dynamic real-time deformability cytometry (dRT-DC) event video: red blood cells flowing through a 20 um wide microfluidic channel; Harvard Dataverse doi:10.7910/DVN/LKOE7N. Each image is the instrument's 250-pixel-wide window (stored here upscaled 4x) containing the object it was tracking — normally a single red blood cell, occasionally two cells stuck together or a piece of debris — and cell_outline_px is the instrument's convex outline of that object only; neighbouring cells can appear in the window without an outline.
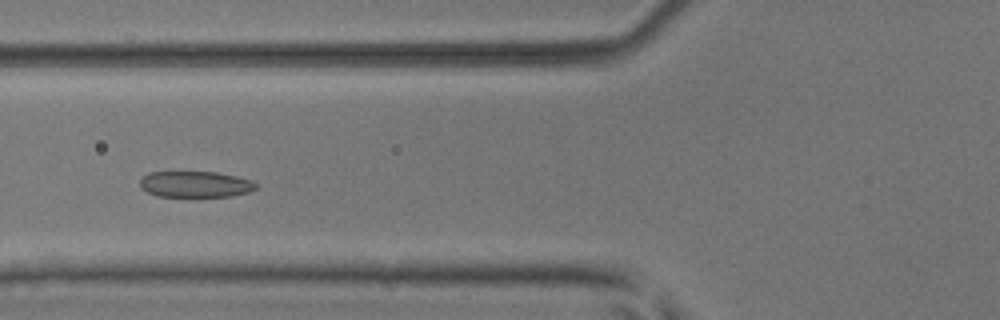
{"species": "common noctule bat (a hibernating species)", "species_latin": "Nyctalus noctula", "temperature_condition": "room temperature", "stored_images_in_passage": 49, "segment_of_instrument_passage": [1, 2], "camera_frame_rate_fps": 3000, "um_per_image_px": 0.085, "animal": {"sex": "male", "body_mass_g": 17.9, "forearm_length_mm": 54.2}, "frame": {"image": 1, "passage_image": 17, "time_ms": 5.333, "image_size_px": [1000, 320], "cell_outline_px": [[256, 188], [248, 192], [232, 196], [156, 196], [140, 188], [140, 180], [148, 172], [216, 172], [236, 176], [252, 180], [256, 184]], "centroid_in_image_um": [16.59, 15.66], "position_along_channel_um": 109.2, "area_um2": 17.57}}
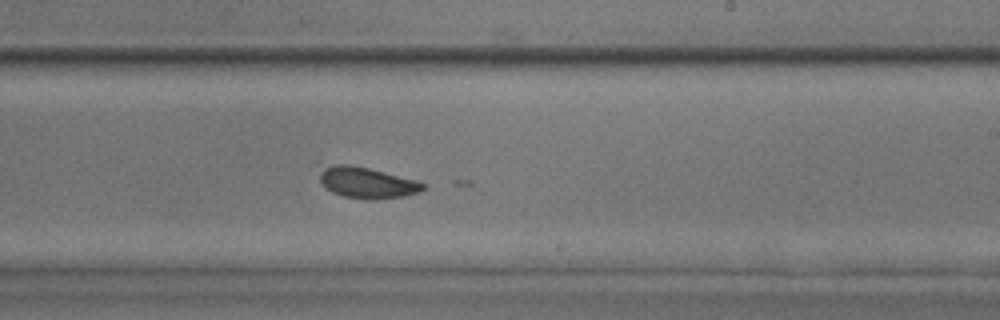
{"frame": {"image": 2, "passage_image": 28, "time_ms": 9.0, "image_size_px": [1000, 320], "cell_outline_px": [[428, 188], [420, 192], [404, 196], [376, 200], [368, 200], [344, 196], [332, 192], [324, 188], [320, 180], [320, 172], [324, 168], [336, 164], [348, 164], [368, 168], [416, 180], [428, 184]], "centroid_in_image_um": [31.25, 15.55], "position_along_channel_um": 257.8, "area_um2": 18.84}}
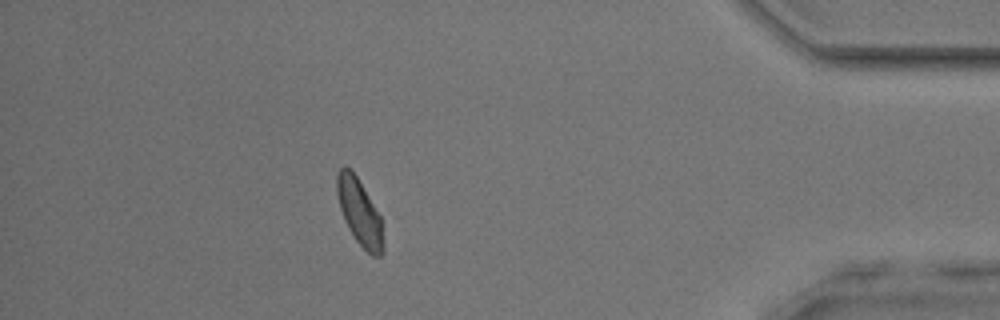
{"frame": {"image": 3, "passage_image": 42, "time_ms": 13.667, "image_size_px": [1000, 320], "cell_outline_px": [[384, 252], [380, 256], [372, 256], [356, 240], [348, 228], [344, 220], [340, 208], [336, 192], [336, 172], [344, 164], [356, 176], [380, 216], [384, 244]], "centroid_in_image_um": [30.54, 18.04], "position_along_channel_um": 404.7, "area_um2": 17.69}}